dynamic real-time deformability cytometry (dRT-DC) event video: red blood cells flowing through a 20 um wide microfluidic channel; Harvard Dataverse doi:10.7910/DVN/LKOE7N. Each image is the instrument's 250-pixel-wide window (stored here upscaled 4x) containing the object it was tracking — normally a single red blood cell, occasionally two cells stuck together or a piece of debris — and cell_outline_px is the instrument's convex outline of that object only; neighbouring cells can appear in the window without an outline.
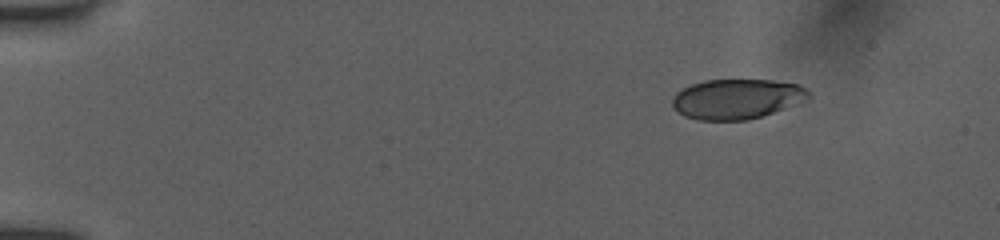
{"species": "human", "species_latin": "Homo sapiens", "temperature_condition": "room temperature", "stored_images_in_passage": 6, "camera_frame_rate_fps": 3000, "um_per_image_px": 0.085, "donor": {"sex": "female"}, "frame": {"image": 1, "passage_image": 1, "time_ms": 0.0, "image_size_px": [1000, 240], "cell_outline_px": [[808, 96], [764, 116], [748, 120], [696, 120], [684, 116], [672, 104], [672, 100], [676, 92], [692, 84], [704, 80], [772, 80], [796, 84], [804, 88], [808, 92]], "centroid_in_image_um": [62.53, 8.41], "position_along_channel_um": 22.5, "area_um2": 31.04}}
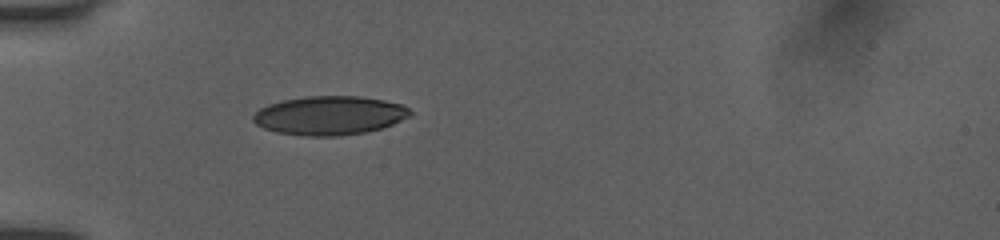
{"frame": {"image": 2, "passage_image": 6, "time_ms": 3.333, "image_size_px": [1000, 240], "cell_outline_px": [[412, 112], [408, 116], [392, 124], [380, 128], [364, 132], [336, 136], [308, 136], [276, 132], [264, 128], [256, 124], [252, 120], [252, 116], [260, 108], [268, 104], [280, 100], [308, 96], [360, 96], [384, 100], [400, 104], [408, 108]], "centroid_in_image_um": [27.96, 9.8], "position_along_channel_um": 57.0, "area_um2": 35.37}}